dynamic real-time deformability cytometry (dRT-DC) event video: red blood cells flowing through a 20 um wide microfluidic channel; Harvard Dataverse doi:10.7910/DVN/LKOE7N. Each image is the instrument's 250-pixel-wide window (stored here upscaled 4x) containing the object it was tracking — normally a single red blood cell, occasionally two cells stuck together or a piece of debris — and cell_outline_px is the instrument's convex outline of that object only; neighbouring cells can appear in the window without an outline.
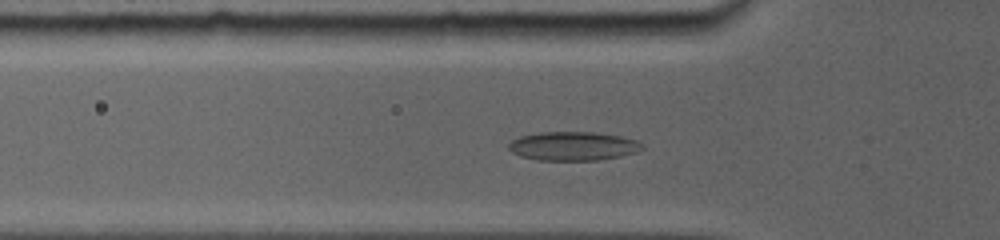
{"species": "common noctule bat (a hibernating species)", "species_latin": "Nyctalus noctula", "temperature_condition": "room temperature", "stored_images_in_passage": 42, "segment_of_instrument_passage": [1, 2], "camera_frame_rate_fps": 5000, "um_per_image_px": 0.085, "animal": {"sex": "female", "body_mass_g": 19.0, "forearm_length_mm": 56.7}, "frame": {"image": 1, "passage_image": 8, "time_ms": 3.6, "image_size_px": [1000, 240], "cell_outline_px": [[644, 148], [636, 152], [620, 156], [596, 160], [536, 160], [520, 156], [512, 152], [508, 148], [508, 144], [512, 140], [520, 136], [540, 132], [596, 132], [620, 136], [636, 140], [644, 144]], "centroid_in_image_um": [48.71, 12.41], "position_along_channel_um": 77.1, "area_um2": 22.48}}
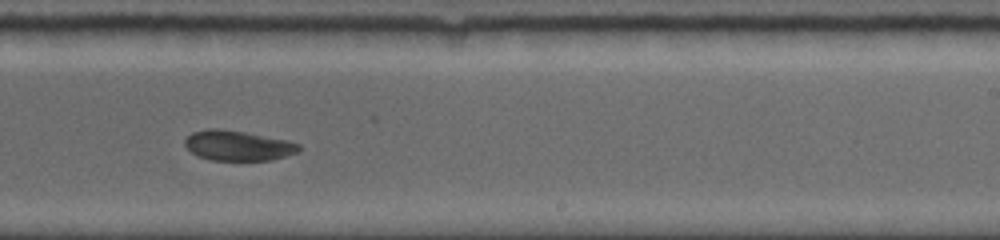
{"frame": {"image": 2, "passage_image": 23, "time_ms": 8.6, "image_size_px": [1000, 240], "cell_outline_px": [[300, 152], [272, 160], [212, 160], [196, 156], [184, 144], [184, 140], [192, 132], [208, 128], [220, 128], [244, 132], [288, 140], [300, 144]], "centroid_in_image_um": [20.23, 12.37], "position_along_channel_um": 268.8, "area_um2": 20.11}}
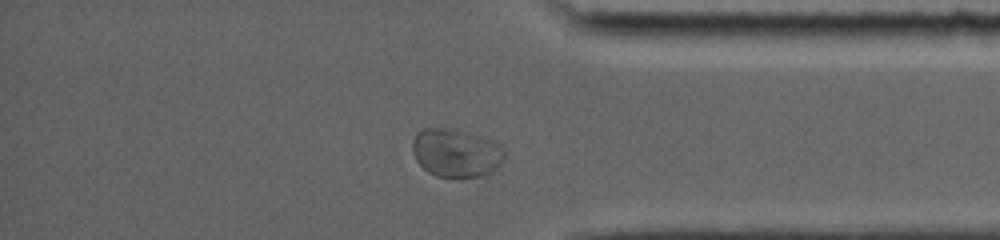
{"frame": {"image": 3, "passage_image": 37, "time_ms": 12.0, "image_size_px": [1000, 240], "cell_outline_px": [[504, 160], [492, 172], [480, 176], [436, 176], [428, 172], [416, 160], [412, 152], [412, 140], [416, 132], [424, 128], [456, 128], [492, 140], [504, 152]], "centroid_in_image_um": [38.72, 12.97], "position_along_channel_um": 396.5, "area_um2": 25.84}}